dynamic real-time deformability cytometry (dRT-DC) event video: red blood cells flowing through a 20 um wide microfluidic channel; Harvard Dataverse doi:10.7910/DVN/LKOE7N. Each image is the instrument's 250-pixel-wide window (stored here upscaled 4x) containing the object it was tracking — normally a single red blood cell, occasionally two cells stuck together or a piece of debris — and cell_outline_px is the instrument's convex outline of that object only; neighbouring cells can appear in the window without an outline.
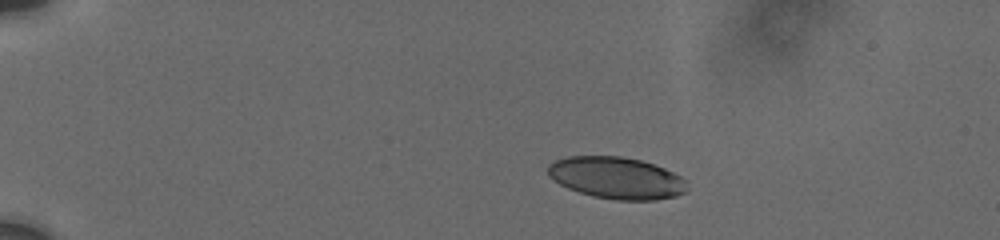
{"species": "human", "species_latin": "Homo sapiens", "temperature_condition": "cold", "stored_images_in_passage": 5, "camera_frame_rate_fps": 3000, "um_per_image_px": 0.085, "donor": {"sex": "male"}, "frame": {"image": 1, "passage_image": 1, "time_ms": 0.0, "image_size_px": [1000, 240], "cell_outline_px": [[688, 192], [676, 196], [656, 200], [616, 200], [592, 196], [568, 188], [560, 184], [548, 176], [548, 164], [556, 160], [568, 156], [620, 156], [640, 160], [664, 168], [680, 176], [684, 180], [688, 188]], "centroid_in_image_um": [52.41, 15.13], "position_along_channel_um": 32.6, "area_um2": 33.93}}
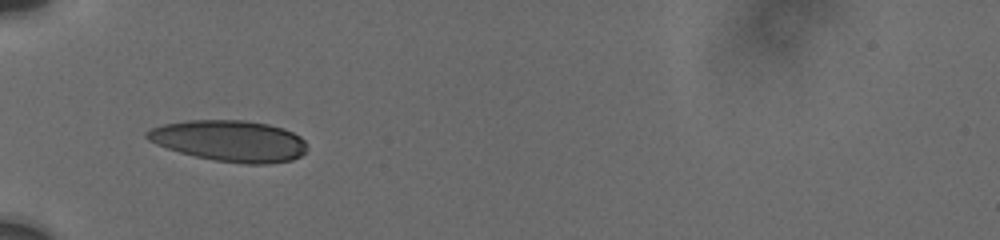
{"frame": {"image": 2, "passage_image": 4, "time_ms": 3.0, "image_size_px": [1000, 240], "cell_outline_px": [[308, 148], [300, 156], [292, 160], [268, 164], [244, 164], [216, 160], [196, 156], [180, 152], [156, 144], [148, 140], [144, 136], [144, 132], [152, 128], [164, 124], [184, 120], [244, 120], [268, 124], [284, 128], [300, 136], [304, 140]], "centroid_in_image_um": [19.53, 11.97], "position_along_channel_um": 65.5, "area_um2": 38.49}}